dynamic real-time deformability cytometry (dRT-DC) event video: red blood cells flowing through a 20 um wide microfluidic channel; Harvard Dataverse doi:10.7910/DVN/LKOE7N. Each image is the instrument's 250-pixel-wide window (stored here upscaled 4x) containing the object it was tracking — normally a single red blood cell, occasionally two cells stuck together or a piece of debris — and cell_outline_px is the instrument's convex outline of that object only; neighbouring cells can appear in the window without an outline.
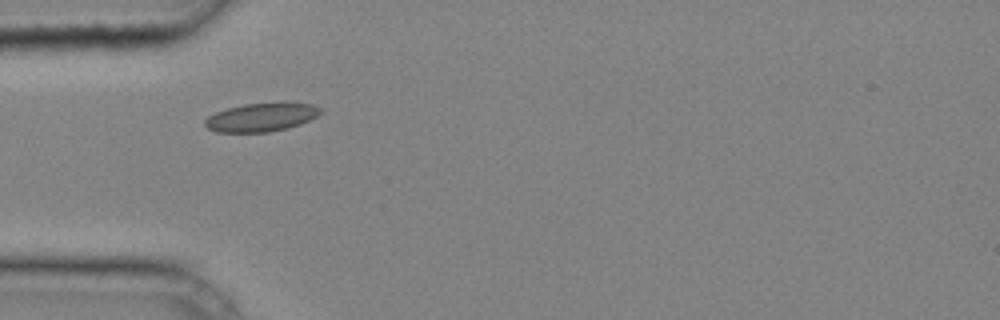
{"species": "common noctule bat (a hibernating species)", "species_latin": "Nyctalus noctula", "temperature_condition": "cold", "stored_images_in_passage": 25, "camera_frame_rate_fps": 3000, "um_per_image_px": 0.085, "animal": {"sex": "male", "body_mass_g": 20.4}, "frame": {"image": 1, "passage_image": 1, "time_ms": 0.0, "image_size_px": [1000, 320], "cell_outline_px": [[320, 112], [316, 116], [300, 124], [288, 128], [268, 132], [216, 132], [208, 128], [204, 124], [204, 120], [208, 116], [216, 112], [228, 108], [244, 104], [276, 100], [284, 100], [312, 104], [320, 108]], "centroid_in_image_um": [22.23, 9.92], "position_along_channel_um": 62.8, "area_um2": 19.71}}
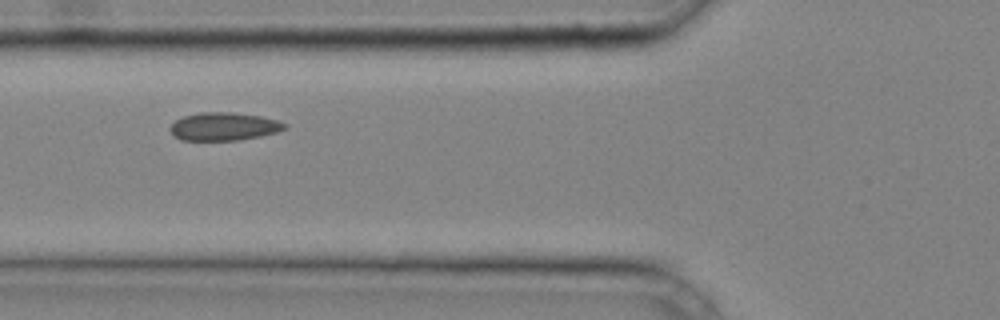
{"frame": {"image": 2, "passage_image": 4, "time_ms": 1.0, "image_size_px": [1000, 320], "cell_outline_px": [[288, 128], [276, 132], [260, 136], [240, 140], [180, 140], [172, 136], [168, 128], [176, 120], [184, 116], [200, 112], [232, 112], [260, 116], [276, 120], [288, 124]], "centroid_in_image_um": [19.01, 10.75], "position_along_channel_um": 106.8, "area_um2": 18.84}}